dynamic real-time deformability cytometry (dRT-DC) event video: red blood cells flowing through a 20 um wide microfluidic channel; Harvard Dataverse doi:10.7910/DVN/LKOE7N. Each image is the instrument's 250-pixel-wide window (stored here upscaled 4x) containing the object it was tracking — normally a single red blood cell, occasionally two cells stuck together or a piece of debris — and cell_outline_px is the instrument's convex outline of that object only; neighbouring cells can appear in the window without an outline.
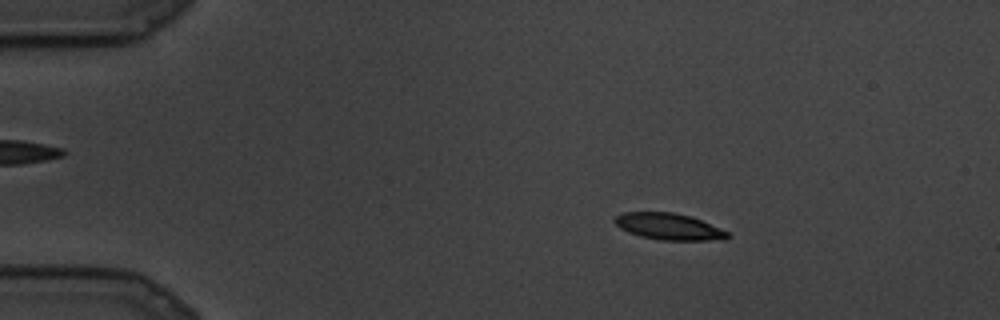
{"species": "common noctule bat (a hibernating species)", "species_latin": "Nyctalus noctula", "temperature_condition": "cold", "stored_images_in_passage": 86, "camera_frame_rate_fps": 3000, "um_per_image_px": 0.085, "animal": {"sex": "male", "body_mass_g": 19.5, "forearm_length_mm": 54.6}, "frame": {"image": 1, "passage_image": 8, "time_ms": 2.333, "image_size_px": [1000, 320], "cell_outline_px": [[728, 236], [724, 240], [660, 240], [640, 236], [628, 232], [620, 228], [612, 220], [616, 216], [624, 212], [672, 212], [692, 216], [728, 232]], "centroid_in_image_um": [56.82, 19.25], "position_along_channel_um": 28.2, "area_um2": 17.4}}
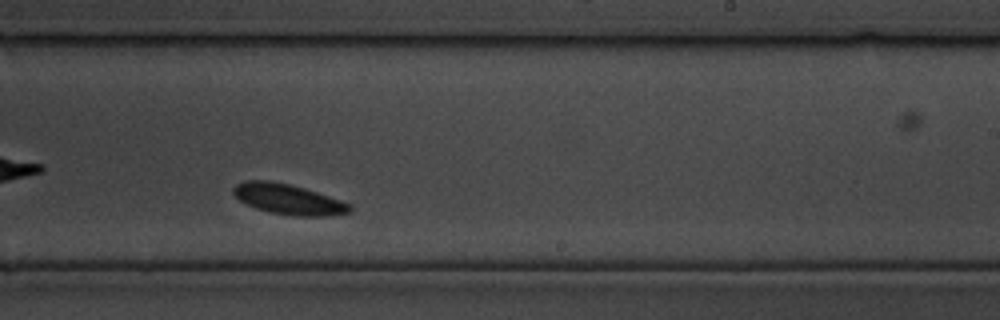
{"frame": {"image": 2, "passage_image": 53, "time_ms": 17.333, "image_size_px": [1000, 320], "cell_outline_px": [[352, 208], [348, 212], [328, 216], [296, 216], [268, 212], [256, 208], [240, 200], [232, 192], [232, 188], [236, 184], [244, 180], [268, 180], [288, 184], [304, 188], [340, 200], [348, 204]], "centroid_in_image_um": [24.45, 16.93], "position_along_channel_um": 264.5, "area_um2": 20.35}}
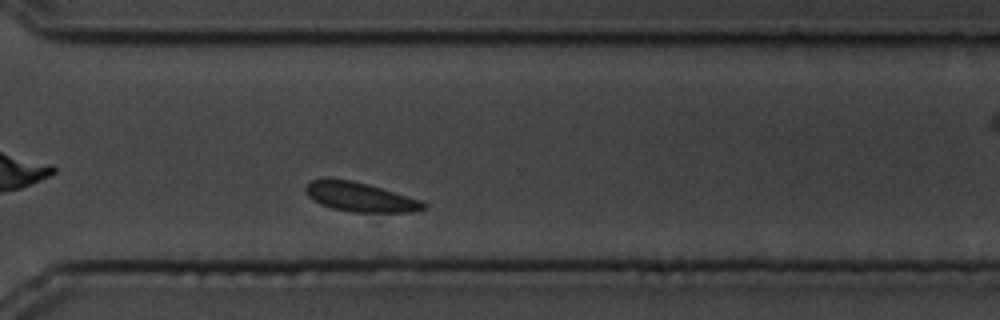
{"frame": {"image": 3, "passage_image": 64, "time_ms": 21.0, "image_size_px": [1000, 320], "cell_outline_px": [[428, 208], [412, 212], [352, 212], [332, 208], [320, 204], [308, 196], [304, 188], [312, 180], [328, 176], [352, 180], [368, 184], [420, 200], [428, 204]], "centroid_in_image_um": [30.58, 16.73], "position_along_channel_um": 340.0, "area_um2": 20.35}}